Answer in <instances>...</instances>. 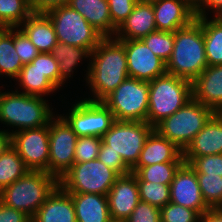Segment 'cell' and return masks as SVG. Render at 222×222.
Returning a JSON list of instances; mask_svg holds the SVG:
<instances>
[{
	"mask_svg": "<svg viewBox=\"0 0 222 222\" xmlns=\"http://www.w3.org/2000/svg\"><path fill=\"white\" fill-rule=\"evenodd\" d=\"M59 186V179L46 171L29 170L0 192V202L31 218Z\"/></svg>",
	"mask_w": 222,
	"mask_h": 222,
	"instance_id": "4",
	"label": "cell"
},
{
	"mask_svg": "<svg viewBox=\"0 0 222 222\" xmlns=\"http://www.w3.org/2000/svg\"><path fill=\"white\" fill-rule=\"evenodd\" d=\"M139 198L159 209L170 202V184L137 181Z\"/></svg>",
	"mask_w": 222,
	"mask_h": 222,
	"instance_id": "34",
	"label": "cell"
},
{
	"mask_svg": "<svg viewBox=\"0 0 222 222\" xmlns=\"http://www.w3.org/2000/svg\"><path fill=\"white\" fill-rule=\"evenodd\" d=\"M52 54L59 64L60 89L65 85V82L71 78L78 64L82 60H90L91 52L82 47H76L58 42L54 47Z\"/></svg>",
	"mask_w": 222,
	"mask_h": 222,
	"instance_id": "28",
	"label": "cell"
},
{
	"mask_svg": "<svg viewBox=\"0 0 222 222\" xmlns=\"http://www.w3.org/2000/svg\"><path fill=\"white\" fill-rule=\"evenodd\" d=\"M147 47L165 63L168 62L174 45V32L154 31L141 39Z\"/></svg>",
	"mask_w": 222,
	"mask_h": 222,
	"instance_id": "35",
	"label": "cell"
},
{
	"mask_svg": "<svg viewBox=\"0 0 222 222\" xmlns=\"http://www.w3.org/2000/svg\"><path fill=\"white\" fill-rule=\"evenodd\" d=\"M184 162H163L143 167H133L136 181H148L160 184H171L175 173Z\"/></svg>",
	"mask_w": 222,
	"mask_h": 222,
	"instance_id": "31",
	"label": "cell"
},
{
	"mask_svg": "<svg viewBox=\"0 0 222 222\" xmlns=\"http://www.w3.org/2000/svg\"><path fill=\"white\" fill-rule=\"evenodd\" d=\"M9 143V135L6 132L0 130V152Z\"/></svg>",
	"mask_w": 222,
	"mask_h": 222,
	"instance_id": "48",
	"label": "cell"
},
{
	"mask_svg": "<svg viewBox=\"0 0 222 222\" xmlns=\"http://www.w3.org/2000/svg\"><path fill=\"white\" fill-rule=\"evenodd\" d=\"M31 14L29 0H0V28L19 27Z\"/></svg>",
	"mask_w": 222,
	"mask_h": 222,
	"instance_id": "32",
	"label": "cell"
},
{
	"mask_svg": "<svg viewBox=\"0 0 222 222\" xmlns=\"http://www.w3.org/2000/svg\"><path fill=\"white\" fill-rule=\"evenodd\" d=\"M9 143L17 150L29 170L48 173L49 124L14 132L9 136Z\"/></svg>",
	"mask_w": 222,
	"mask_h": 222,
	"instance_id": "13",
	"label": "cell"
},
{
	"mask_svg": "<svg viewBox=\"0 0 222 222\" xmlns=\"http://www.w3.org/2000/svg\"><path fill=\"white\" fill-rule=\"evenodd\" d=\"M192 98L216 113L222 110V65L207 66L192 82Z\"/></svg>",
	"mask_w": 222,
	"mask_h": 222,
	"instance_id": "18",
	"label": "cell"
},
{
	"mask_svg": "<svg viewBox=\"0 0 222 222\" xmlns=\"http://www.w3.org/2000/svg\"><path fill=\"white\" fill-rule=\"evenodd\" d=\"M195 9L204 1V0H187Z\"/></svg>",
	"mask_w": 222,
	"mask_h": 222,
	"instance_id": "49",
	"label": "cell"
},
{
	"mask_svg": "<svg viewBox=\"0 0 222 222\" xmlns=\"http://www.w3.org/2000/svg\"><path fill=\"white\" fill-rule=\"evenodd\" d=\"M73 200L77 222H109L108 197L92 193H69Z\"/></svg>",
	"mask_w": 222,
	"mask_h": 222,
	"instance_id": "25",
	"label": "cell"
},
{
	"mask_svg": "<svg viewBox=\"0 0 222 222\" xmlns=\"http://www.w3.org/2000/svg\"><path fill=\"white\" fill-rule=\"evenodd\" d=\"M207 66L202 25L195 19L174 32L173 52L166 63V72L193 82Z\"/></svg>",
	"mask_w": 222,
	"mask_h": 222,
	"instance_id": "3",
	"label": "cell"
},
{
	"mask_svg": "<svg viewBox=\"0 0 222 222\" xmlns=\"http://www.w3.org/2000/svg\"><path fill=\"white\" fill-rule=\"evenodd\" d=\"M157 31L152 2L138 1L132 13L116 29L117 40H139Z\"/></svg>",
	"mask_w": 222,
	"mask_h": 222,
	"instance_id": "19",
	"label": "cell"
},
{
	"mask_svg": "<svg viewBox=\"0 0 222 222\" xmlns=\"http://www.w3.org/2000/svg\"><path fill=\"white\" fill-rule=\"evenodd\" d=\"M137 0H108L112 27L116 30L132 13Z\"/></svg>",
	"mask_w": 222,
	"mask_h": 222,
	"instance_id": "41",
	"label": "cell"
},
{
	"mask_svg": "<svg viewBox=\"0 0 222 222\" xmlns=\"http://www.w3.org/2000/svg\"><path fill=\"white\" fill-rule=\"evenodd\" d=\"M31 222H77L71 195L58 186L31 218Z\"/></svg>",
	"mask_w": 222,
	"mask_h": 222,
	"instance_id": "22",
	"label": "cell"
},
{
	"mask_svg": "<svg viewBox=\"0 0 222 222\" xmlns=\"http://www.w3.org/2000/svg\"><path fill=\"white\" fill-rule=\"evenodd\" d=\"M60 90L59 64L52 53H39L31 62Z\"/></svg>",
	"mask_w": 222,
	"mask_h": 222,
	"instance_id": "39",
	"label": "cell"
},
{
	"mask_svg": "<svg viewBox=\"0 0 222 222\" xmlns=\"http://www.w3.org/2000/svg\"><path fill=\"white\" fill-rule=\"evenodd\" d=\"M107 197L111 219L125 221L140 201L135 174L130 172L119 176Z\"/></svg>",
	"mask_w": 222,
	"mask_h": 222,
	"instance_id": "17",
	"label": "cell"
},
{
	"mask_svg": "<svg viewBox=\"0 0 222 222\" xmlns=\"http://www.w3.org/2000/svg\"><path fill=\"white\" fill-rule=\"evenodd\" d=\"M0 222H31V217L0 202Z\"/></svg>",
	"mask_w": 222,
	"mask_h": 222,
	"instance_id": "45",
	"label": "cell"
},
{
	"mask_svg": "<svg viewBox=\"0 0 222 222\" xmlns=\"http://www.w3.org/2000/svg\"><path fill=\"white\" fill-rule=\"evenodd\" d=\"M70 0H29L32 13L46 14L52 9L68 5Z\"/></svg>",
	"mask_w": 222,
	"mask_h": 222,
	"instance_id": "44",
	"label": "cell"
},
{
	"mask_svg": "<svg viewBox=\"0 0 222 222\" xmlns=\"http://www.w3.org/2000/svg\"><path fill=\"white\" fill-rule=\"evenodd\" d=\"M222 154V116L216 113L183 150V157Z\"/></svg>",
	"mask_w": 222,
	"mask_h": 222,
	"instance_id": "21",
	"label": "cell"
},
{
	"mask_svg": "<svg viewBox=\"0 0 222 222\" xmlns=\"http://www.w3.org/2000/svg\"><path fill=\"white\" fill-rule=\"evenodd\" d=\"M125 222H161L160 209L140 200Z\"/></svg>",
	"mask_w": 222,
	"mask_h": 222,
	"instance_id": "43",
	"label": "cell"
},
{
	"mask_svg": "<svg viewBox=\"0 0 222 222\" xmlns=\"http://www.w3.org/2000/svg\"><path fill=\"white\" fill-rule=\"evenodd\" d=\"M207 10V12H206ZM213 13V17L222 15V0H204L196 9V17H208V13Z\"/></svg>",
	"mask_w": 222,
	"mask_h": 222,
	"instance_id": "46",
	"label": "cell"
},
{
	"mask_svg": "<svg viewBox=\"0 0 222 222\" xmlns=\"http://www.w3.org/2000/svg\"><path fill=\"white\" fill-rule=\"evenodd\" d=\"M155 23L158 31L175 32L196 19L195 8L187 0H154Z\"/></svg>",
	"mask_w": 222,
	"mask_h": 222,
	"instance_id": "16",
	"label": "cell"
},
{
	"mask_svg": "<svg viewBox=\"0 0 222 222\" xmlns=\"http://www.w3.org/2000/svg\"><path fill=\"white\" fill-rule=\"evenodd\" d=\"M125 47L129 78L150 82L166 74V63L141 40H119Z\"/></svg>",
	"mask_w": 222,
	"mask_h": 222,
	"instance_id": "14",
	"label": "cell"
},
{
	"mask_svg": "<svg viewBox=\"0 0 222 222\" xmlns=\"http://www.w3.org/2000/svg\"><path fill=\"white\" fill-rule=\"evenodd\" d=\"M202 25L208 66L222 65V20L219 17H196Z\"/></svg>",
	"mask_w": 222,
	"mask_h": 222,
	"instance_id": "26",
	"label": "cell"
},
{
	"mask_svg": "<svg viewBox=\"0 0 222 222\" xmlns=\"http://www.w3.org/2000/svg\"><path fill=\"white\" fill-rule=\"evenodd\" d=\"M183 159L195 170L196 174L222 176V154L183 157Z\"/></svg>",
	"mask_w": 222,
	"mask_h": 222,
	"instance_id": "36",
	"label": "cell"
},
{
	"mask_svg": "<svg viewBox=\"0 0 222 222\" xmlns=\"http://www.w3.org/2000/svg\"><path fill=\"white\" fill-rule=\"evenodd\" d=\"M4 85H2L3 88ZM0 89V123L13 129H0L11 135L24 129L48 125L56 115L45 97L33 96L15 90L2 92Z\"/></svg>",
	"mask_w": 222,
	"mask_h": 222,
	"instance_id": "2",
	"label": "cell"
},
{
	"mask_svg": "<svg viewBox=\"0 0 222 222\" xmlns=\"http://www.w3.org/2000/svg\"><path fill=\"white\" fill-rule=\"evenodd\" d=\"M29 169L17 150L8 143L0 152V192L25 175Z\"/></svg>",
	"mask_w": 222,
	"mask_h": 222,
	"instance_id": "30",
	"label": "cell"
},
{
	"mask_svg": "<svg viewBox=\"0 0 222 222\" xmlns=\"http://www.w3.org/2000/svg\"><path fill=\"white\" fill-rule=\"evenodd\" d=\"M170 202L195 210L200 216L209 209L203 200L196 172L188 163L184 162L175 173L170 184Z\"/></svg>",
	"mask_w": 222,
	"mask_h": 222,
	"instance_id": "15",
	"label": "cell"
},
{
	"mask_svg": "<svg viewBox=\"0 0 222 222\" xmlns=\"http://www.w3.org/2000/svg\"><path fill=\"white\" fill-rule=\"evenodd\" d=\"M203 200L209 208H222V176L196 174Z\"/></svg>",
	"mask_w": 222,
	"mask_h": 222,
	"instance_id": "33",
	"label": "cell"
},
{
	"mask_svg": "<svg viewBox=\"0 0 222 222\" xmlns=\"http://www.w3.org/2000/svg\"><path fill=\"white\" fill-rule=\"evenodd\" d=\"M18 84V88L22 89V93L47 97L52 93H55L58 88L41 72L36 68L34 64H24L20 70L19 76L15 79Z\"/></svg>",
	"mask_w": 222,
	"mask_h": 222,
	"instance_id": "27",
	"label": "cell"
},
{
	"mask_svg": "<svg viewBox=\"0 0 222 222\" xmlns=\"http://www.w3.org/2000/svg\"><path fill=\"white\" fill-rule=\"evenodd\" d=\"M109 222H125L124 220L111 219Z\"/></svg>",
	"mask_w": 222,
	"mask_h": 222,
	"instance_id": "50",
	"label": "cell"
},
{
	"mask_svg": "<svg viewBox=\"0 0 222 222\" xmlns=\"http://www.w3.org/2000/svg\"><path fill=\"white\" fill-rule=\"evenodd\" d=\"M119 175L98 159L74 163L60 177L59 186L67 193L108 195Z\"/></svg>",
	"mask_w": 222,
	"mask_h": 222,
	"instance_id": "7",
	"label": "cell"
},
{
	"mask_svg": "<svg viewBox=\"0 0 222 222\" xmlns=\"http://www.w3.org/2000/svg\"><path fill=\"white\" fill-rule=\"evenodd\" d=\"M101 143V137H78L75 146L74 163H83L97 159Z\"/></svg>",
	"mask_w": 222,
	"mask_h": 222,
	"instance_id": "37",
	"label": "cell"
},
{
	"mask_svg": "<svg viewBox=\"0 0 222 222\" xmlns=\"http://www.w3.org/2000/svg\"><path fill=\"white\" fill-rule=\"evenodd\" d=\"M84 75L86 86L92 92L91 98L84 99L102 102L129 78L124 45L114 37L103 38L91 52Z\"/></svg>",
	"mask_w": 222,
	"mask_h": 222,
	"instance_id": "1",
	"label": "cell"
},
{
	"mask_svg": "<svg viewBox=\"0 0 222 222\" xmlns=\"http://www.w3.org/2000/svg\"><path fill=\"white\" fill-rule=\"evenodd\" d=\"M23 65L14 46V28H0V77L14 81Z\"/></svg>",
	"mask_w": 222,
	"mask_h": 222,
	"instance_id": "29",
	"label": "cell"
},
{
	"mask_svg": "<svg viewBox=\"0 0 222 222\" xmlns=\"http://www.w3.org/2000/svg\"><path fill=\"white\" fill-rule=\"evenodd\" d=\"M161 222H198L200 215L190 208L169 202L160 209Z\"/></svg>",
	"mask_w": 222,
	"mask_h": 222,
	"instance_id": "38",
	"label": "cell"
},
{
	"mask_svg": "<svg viewBox=\"0 0 222 222\" xmlns=\"http://www.w3.org/2000/svg\"><path fill=\"white\" fill-rule=\"evenodd\" d=\"M68 6L79 12L104 38L115 36L108 0H70Z\"/></svg>",
	"mask_w": 222,
	"mask_h": 222,
	"instance_id": "23",
	"label": "cell"
},
{
	"mask_svg": "<svg viewBox=\"0 0 222 222\" xmlns=\"http://www.w3.org/2000/svg\"><path fill=\"white\" fill-rule=\"evenodd\" d=\"M148 98L149 82L127 78L102 102L113 113L116 121L146 122Z\"/></svg>",
	"mask_w": 222,
	"mask_h": 222,
	"instance_id": "8",
	"label": "cell"
},
{
	"mask_svg": "<svg viewBox=\"0 0 222 222\" xmlns=\"http://www.w3.org/2000/svg\"><path fill=\"white\" fill-rule=\"evenodd\" d=\"M200 222H222V208H209L200 216Z\"/></svg>",
	"mask_w": 222,
	"mask_h": 222,
	"instance_id": "47",
	"label": "cell"
},
{
	"mask_svg": "<svg viewBox=\"0 0 222 222\" xmlns=\"http://www.w3.org/2000/svg\"><path fill=\"white\" fill-rule=\"evenodd\" d=\"M14 46L23 64L31 63L40 53L19 27L14 28Z\"/></svg>",
	"mask_w": 222,
	"mask_h": 222,
	"instance_id": "40",
	"label": "cell"
},
{
	"mask_svg": "<svg viewBox=\"0 0 222 222\" xmlns=\"http://www.w3.org/2000/svg\"><path fill=\"white\" fill-rule=\"evenodd\" d=\"M97 159L114 170L119 176L131 172V169L123 162L121 155H117L114 151L108 150V146L103 142L100 145Z\"/></svg>",
	"mask_w": 222,
	"mask_h": 222,
	"instance_id": "42",
	"label": "cell"
},
{
	"mask_svg": "<svg viewBox=\"0 0 222 222\" xmlns=\"http://www.w3.org/2000/svg\"><path fill=\"white\" fill-rule=\"evenodd\" d=\"M215 114L213 109L192 98L154 129L183 151Z\"/></svg>",
	"mask_w": 222,
	"mask_h": 222,
	"instance_id": "6",
	"label": "cell"
},
{
	"mask_svg": "<svg viewBox=\"0 0 222 222\" xmlns=\"http://www.w3.org/2000/svg\"><path fill=\"white\" fill-rule=\"evenodd\" d=\"M60 115L78 137H102L116 121L113 113L103 102L90 101L84 97L75 102L67 113Z\"/></svg>",
	"mask_w": 222,
	"mask_h": 222,
	"instance_id": "11",
	"label": "cell"
},
{
	"mask_svg": "<svg viewBox=\"0 0 222 222\" xmlns=\"http://www.w3.org/2000/svg\"><path fill=\"white\" fill-rule=\"evenodd\" d=\"M137 1L151 2V1H154V0H137Z\"/></svg>",
	"mask_w": 222,
	"mask_h": 222,
	"instance_id": "51",
	"label": "cell"
},
{
	"mask_svg": "<svg viewBox=\"0 0 222 222\" xmlns=\"http://www.w3.org/2000/svg\"><path fill=\"white\" fill-rule=\"evenodd\" d=\"M77 139L78 136L60 114L51 118L48 173L60 179L71 168L74 164Z\"/></svg>",
	"mask_w": 222,
	"mask_h": 222,
	"instance_id": "12",
	"label": "cell"
},
{
	"mask_svg": "<svg viewBox=\"0 0 222 222\" xmlns=\"http://www.w3.org/2000/svg\"><path fill=\"white\" fill-rule=\"evenodd\" d=\"M19 28L28 36L40 53H52L58 44L53 23L46 14L32 13Z\"/></svg>",
	"mask_w": 222,
	"mask_h": 222,
	"instance_id": "24",
	"label": "cell"
},
{
	"mask_svg": "<svg viewBox=\"0 0 222 222\" xmlns=\"http://www.w3.org/2000/svg\"><path fill=\"white\" fill-rule=\"evenodd\" d=\"M192 99V82L164 74L149 82V106L146 122L155 127Z\"/></svg>",
	"mask_w": 222,
	"mask_h": 222,
	"instance_id": "5",
	"label": "cell"
},
{
	"mask_svg": "<svg viewBox=\"0 0 222 222\" xmlns=\"http://www.w3.org/2000/svg\"><path fill=\"white\" fill-rule=\"evenodd\" d=\"M153 130L154 127L144 121H115L101 138L108 150L121 155L123 162L132 169Z\"/></svg>",
	"mask_w": 222,
	"mask_h": 222,
	"instance_id": "9",
	"label": "cell"
},
{
	"mask_svg": "<svg viewBox=\"0 0 222 222\" xmlns=\"http://www.w3.org/2000/svg\"><path fill=\"white\" fill-rule=\"evenodd\" d=\"M163 162H184L183 151L173 142L161 136L155 129L147 137L139 160L134 167Z\"/></svg>",
	"mask_w": 222,
	"mask_h": 222,
	"instance_id": "20",
	"label": "cell"
},
{
	"mask_svg": "<svg viewBox=\"0 0 222 222\" xmlns=\"http://www.w3.org/2000/svg\"><path fill=\"white\" fill-rule=\"evenodd\" d=\"M60 43L82 47L92 52L104 38L85 18L68 5L47 12Z\"/></svg>",
	"mask_w": 222,
	"mask_h": 222,
	"instance_id": "10",
	"label": "cell"
}]
</instances>
